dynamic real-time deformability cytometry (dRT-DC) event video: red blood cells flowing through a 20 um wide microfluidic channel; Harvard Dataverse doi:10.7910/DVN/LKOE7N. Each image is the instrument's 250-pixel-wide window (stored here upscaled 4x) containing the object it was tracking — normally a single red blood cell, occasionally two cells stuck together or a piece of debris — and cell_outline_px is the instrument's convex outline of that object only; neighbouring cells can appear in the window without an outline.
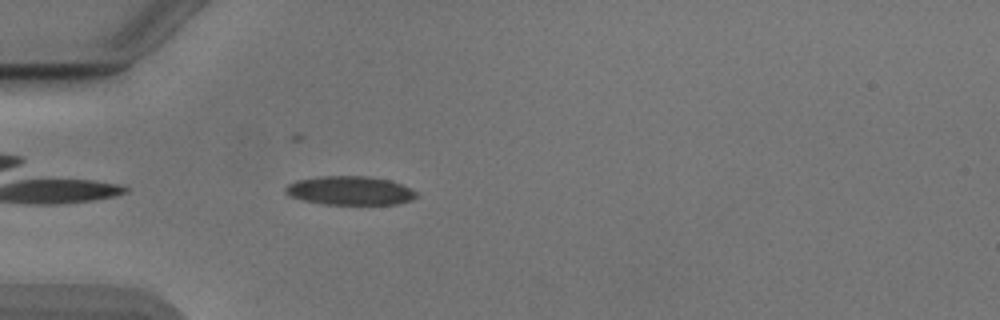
{"species": "Egyptian fruit bat (a non-hibernating species)", "species_latin": "Rousettus aegyptiacus", "temperature_condition": "cold", "stored_images_in_passage": 36, "camera_frame_rate_fps": 3000, "um_per_image_px": 0.085, "animal": {"sex": "male"}, "frame": {"image": 1, "passage_image": 3, "time_ms": 0.667, "image_size_px": [1000, 320], "cell_outline_px": [[416, 196], [412, 200], [396, 204], [324, 204], [304, 200], [288, 196], [284, 192], [284, 188], [288, 184], [296, 180], [320, 176], [368, 176], [388, 180], [400, 184], [416, 192]], "centroid_in_image_um": [29.69, 16.2], "position_along_channel_um": 55.3, "area_um2": 21.85}}
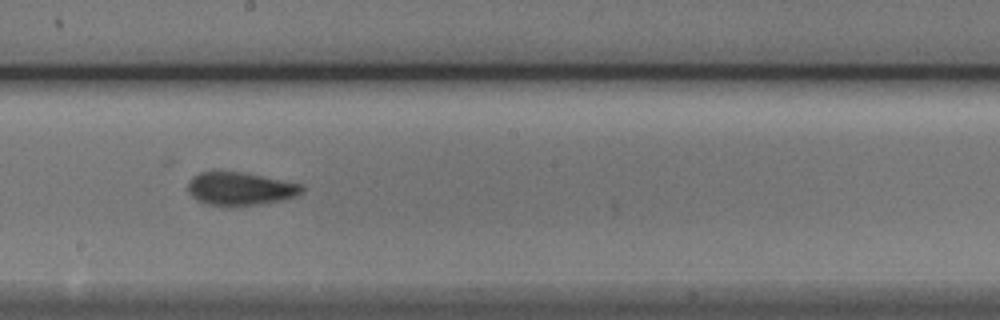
{"frame": {"image": 2, "passage_image": 17, "time_ms": 5.333, "image_size_px": [1000, 320], "cell_outline_px": [[304, 188], [296, 196], [284, 200], [256, 204], [204, 204], [196, 200], [188, 192], [188, 184], [192, 176], [200, 172], [240, 172], [300, 184]], "centroid_in_image_um": [20.37, 16.03], "position_along_channel_um": 227.8, "area_um2": 21.27}}
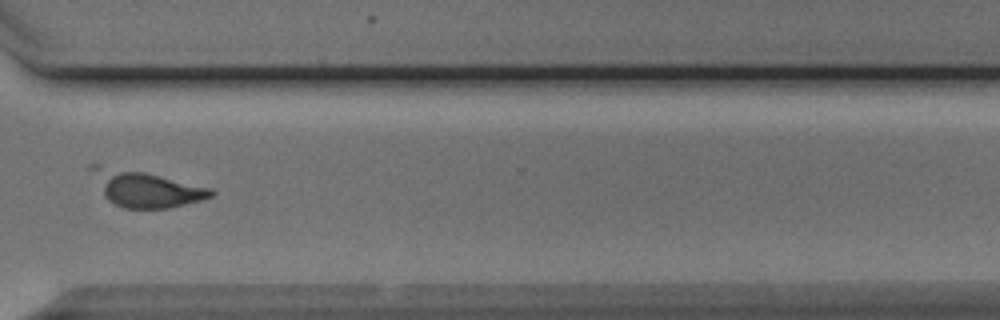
{"frame": {"image": 3, "passage_image": 27, "time_ms": 8.667, "image_size_px": [1000, 320], "cell_outline_px": [[216, 192], [212, 196], [200, 200], [168, 208], [124, 208], [108, 200], [104, 196], [84, 168], [88, 164], [100, 164], [144, 172], [212, 188]], "centroid_in_image_um": [12.26, 16.0], "position_along_channel_um": 358.3, "area_um2": 25.32}, "authors_computed_cell_mechanics": {"area_um2": 21.2415, "velocity_mm_per_s": 3.8969, "shape_relaxation_time_tau1_ms": 4.5995, "shape_relaxation_time_tau2_ms": 2.6792, "deformation_change_tau1": 0.1213, "deformation_change_tau2": 0.1047}}